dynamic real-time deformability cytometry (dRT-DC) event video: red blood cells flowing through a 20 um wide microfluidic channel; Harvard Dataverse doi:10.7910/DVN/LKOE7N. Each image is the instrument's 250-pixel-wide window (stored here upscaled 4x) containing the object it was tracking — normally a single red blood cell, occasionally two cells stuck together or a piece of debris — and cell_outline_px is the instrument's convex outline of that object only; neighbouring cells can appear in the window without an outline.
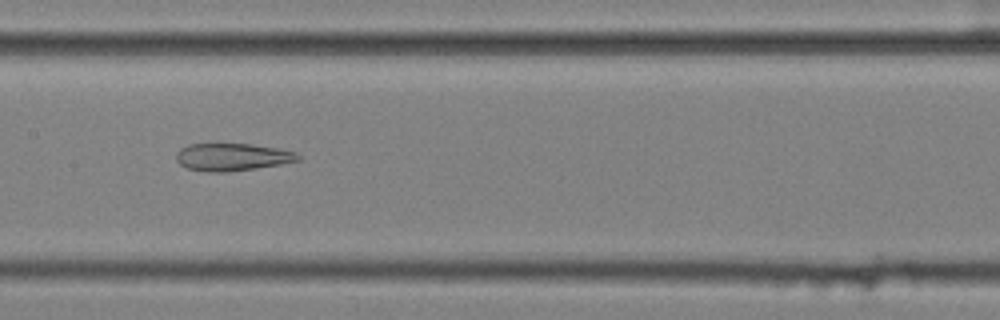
{"species": "common noctule bat (a hibernating species)", "species_latin": "Nyctalus noctula", "temperature_condition": "cold", "stored_images_in_passage": 55, "camera_frame_rate_fps": 3000, "um_per_image_px": 0.085, "animal": {"sex": "female", "body_mass_g": 25.1}, "frame": {"image": 1, "passage_image": 27, "time_ms": 8.667, "image_size_px": [1000, 320], "cell_outline_px": [[300, 160], [280, 164], [256, 168], [224, 172], [208, 172], [188, 168], [180, 164], [176, 160], [176, 152], [180, 148], [188, 144], [252, 144], [276, 148], [296, 152], [300, 156]], "centroid_in_image_um": [19.72, 13.34], "position_along_channel_um": 187.7, "area_um2": 19.42}}
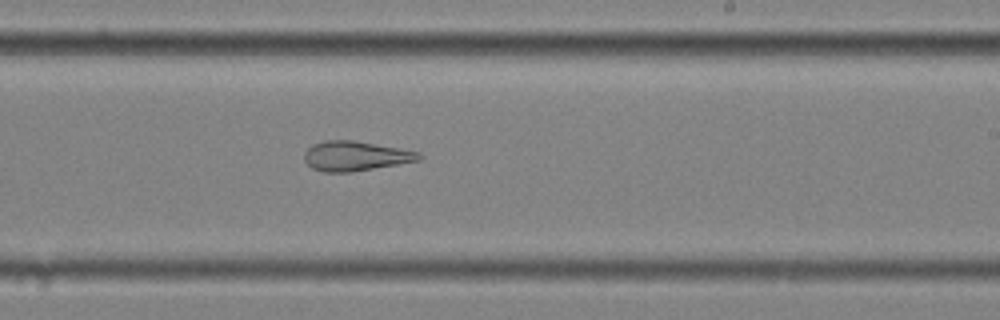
{"frame": {"image": 2, "passage_image": 33, "time_ms": 10.667, "image_size_px": [1000, 320], "cell_outline_px": [[424, 156], [420, 160], [352, 172], [324, 172], [312, 168], [304, 160], [304, 152], [312, 144], [324, 140], [352, 140], [420, 152]], "centroid_in_image_um": [30.19, 13.26], "position_along_channel_um": 258.8, "area_um2": 19.77}}
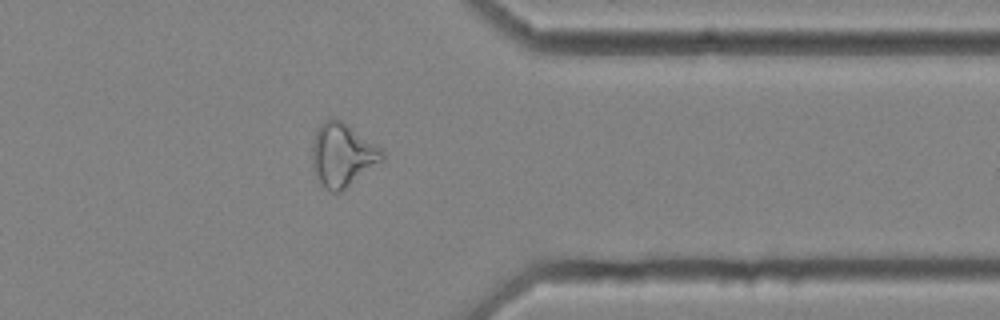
{"frame": {"image": 3, "passage_image": 44, "time_ms": 14.333, "image_size_px": [1000, 320], "cell_outline_px": [[384, 160], [340, 192], [332, 192], [324, 188], [316, 180], [312, 168], [312, 140], [316, 128], [324, 120], [340, 120], [348, 124], [384, 148]], "centroid_in_image_um": [29.1, 13.17], "position_along_channel_um": 382.3, "area_um2": 26.36}, "authors_computed_cell_mechanics": {"area_um2": 26.3568, "velocity_mm_per_s": 3.5664, "shape_relaxation_time_tau1_ms": null, "shape_relaxation_time_tau2_ms": 3.3165, "deformation_change_tau1": null, "deformation_change_tau2": 0.1398}}